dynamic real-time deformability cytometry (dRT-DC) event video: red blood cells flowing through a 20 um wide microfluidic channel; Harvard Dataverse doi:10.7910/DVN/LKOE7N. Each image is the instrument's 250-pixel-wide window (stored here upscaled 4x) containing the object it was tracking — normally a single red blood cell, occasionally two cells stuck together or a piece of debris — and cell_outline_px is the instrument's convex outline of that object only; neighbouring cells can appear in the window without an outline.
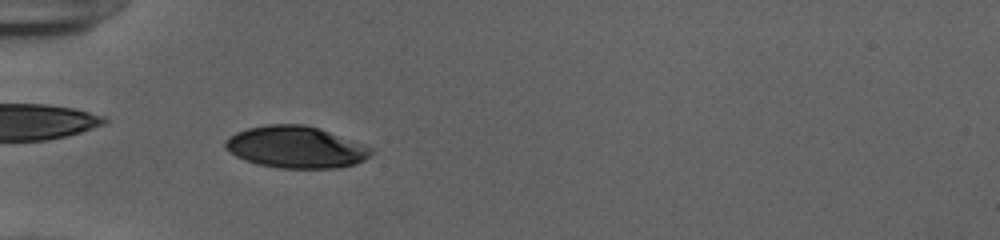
{"species": "human", "species_latin": "Homo sapiens", "temperature_condition": "cold", "stored_images_in_passage": 36, "camera_frame_rate_fps": 3000, "um_per_image_px": 0.085, "donor": {"sex": "female"}, "frame": {"image": 1, "passage_image": 1, "time_ms": 0.0, "image_size_px": [1000, 240], "cell_outline_px": [[372, 152], [364, 160], [356, 164], [336, 168], [280, 168], [260, 164], [244, 160], [236, 156], [224, 148], [224, 140], [228, 136], [236, 132], [248, 128], [268, 124], [304, 124], [364, 144], [372, 148]], "centroid_in_image_um": [25.1, 12.51], "position_along_channel_um": 59.9, "area_um2": 35.37}}
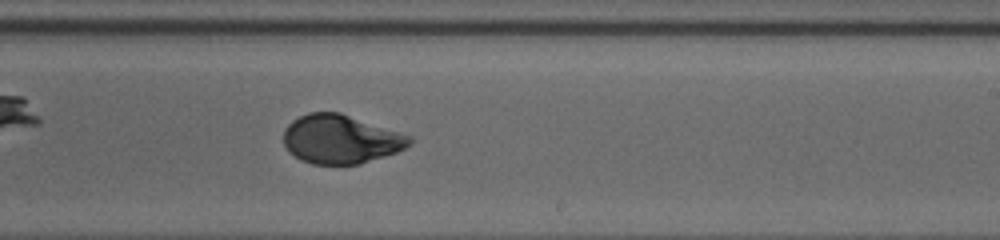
{"frame": {"image": 2, "passage_image": 17, "time_ms": 5.333, "image_size_px": [1000, 240], "cell_outline_px": [[412, 144], [396, 152], [360, 164], [312, 164], [300, 160], [284, 144], [284, 128], [292, 120], [308, 112], [340, 112], [412, 136]], "centroid_in_image_um": [28.97, 11.82], "position_along_channel_um": 260.0, "area_um2": 35.72}}
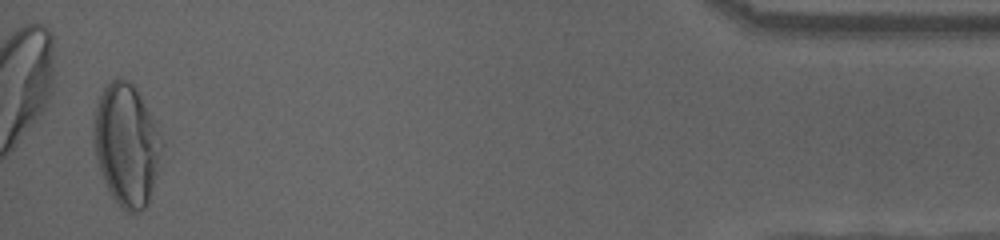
{"frame": {"image": 3, "passage_image": 35, "time_ms": 11.333, "image_size_px": [1000, 240], "cell_outline_px": [[164, 144], [148, 204], [144, 208], [136, 212], [128, 212], [112, 196], [100, 172], [92, 140], [92, 124], [96, 104], [104, 84], [116, 76], [120, 76], [132, 84], [136, 88], [164, 140]], "centroid_in_image_um": [10.73, 12.24], "position_along_channel_um": 424.5, "area_um2": 48.67}, "authors_computed_cell_mechanics": {"area_um2": 36.3851, "velocity_mm_per_s": 3.9134, "shape_relaxation_time_tau1_ms": 4.6796, "shape_relaxation_time_tau2_ms": null, "deformation_change_tau1": 0.1836, "deformation_change_tau2": null}}